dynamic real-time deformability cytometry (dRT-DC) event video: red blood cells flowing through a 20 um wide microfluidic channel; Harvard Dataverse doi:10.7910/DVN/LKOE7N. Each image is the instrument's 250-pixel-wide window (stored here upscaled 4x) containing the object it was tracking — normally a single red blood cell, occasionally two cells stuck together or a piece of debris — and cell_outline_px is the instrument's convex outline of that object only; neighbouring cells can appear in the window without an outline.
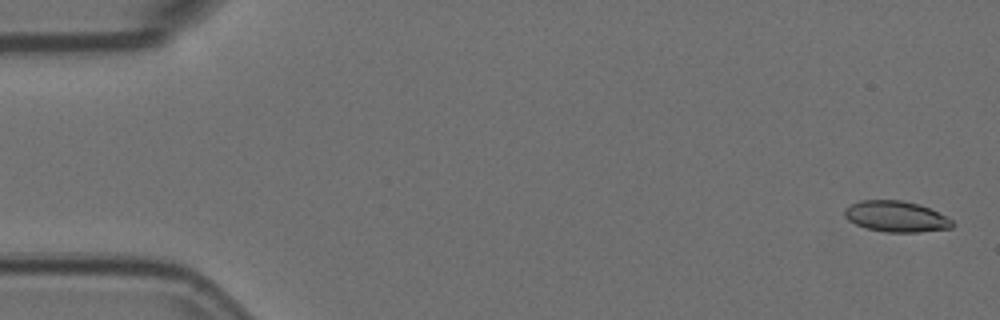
{"species": "Egyptian fruit bat (a non-hibernating species)", "species_latin": "Rousettus aegyptiacus", "temperature_condition": "room temperature", "stored_images_in_passage": 5, "camera_frame_rate_fps": 3000, "um_per_image_px": 0.085, "animal": {"sex": "female"}, "frame": {"image": 1, "passage_image": 1, "time_ms": 0.0, "image_size_px": [1000, 320], "cell_outline_px": [[952, 228], [920, 232], [888, 232], [868, 228], [856, 224], [848, 220], [844, 216], [844, 208], [860, 200], [900, 200], [920, 204], [952, 220]], "centroid_in_image_um": [76.14, 18.4], "position_along_channel_um": 8.9, "area_um2": 19.19}}
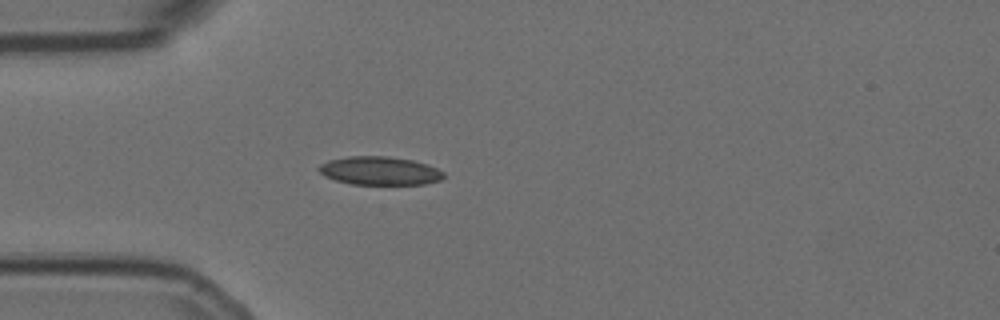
{"frame": {"image": 2, "passage_image": 5, "time_ms": 1.333, "image_size_px": [1000, 320], "cell_outline_px": [[444, 176], [440, 180], [424, 184], [352, 184], [336, 180], [324, 176], [316, 168], [320, 164], [328, 160], [348, 156], [388, 156], [412, 160], [428, 164], [444, 172]], "centroid_in_image_um": [32.25, 14.51], "position_along_channel_um": 52.7, "area_um2": 20.69}}